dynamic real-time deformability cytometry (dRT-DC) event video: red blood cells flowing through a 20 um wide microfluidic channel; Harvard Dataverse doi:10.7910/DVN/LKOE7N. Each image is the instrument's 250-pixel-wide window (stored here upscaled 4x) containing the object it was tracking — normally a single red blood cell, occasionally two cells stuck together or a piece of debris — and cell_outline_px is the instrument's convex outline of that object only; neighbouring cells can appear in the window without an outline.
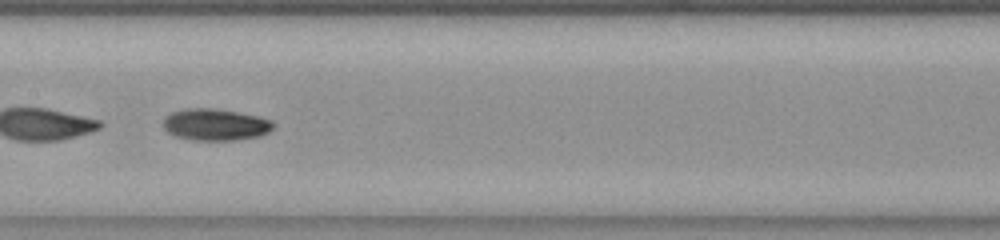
{"species": "common noctule bat (a hibernating species)", "species_latin": "Nyctalus noctula", "temperature_condition": "room temperature", "stored_images_in_passage": 51, "camera_frame_rate_fps": 3000, "um_per_image_px": 0.085, "animal": {"sex": "female", "body_mass_g": 23.0, "forearm_length_mm": 53.4}, "frame": {"image": 1, "passage_image": 26, "time_ms": 8.333, "image_size_px": [1000, 240], "cell_outline_px": [[276, 124], [268, 132], [260, 136], [236, 140], [192, 140], [176, 136], [168, 132], [164, 128], [164, 120], [172, 112], [188, 108], [212, 108], [236, 112], [256, 116], [272, 120]], "centroid_in_image_um": [18.33, 10.6], "position_along_channel_um": 189.1, "area_um2": 20.17}, "authors_computed_cell_mechanics": {"area_um2": 19.9988, "velocity_mm_per_s": 3.8674, "shape_relaxation_time_tau1_ms": 3.7236, "shape_relaxation_time_tau2_ms": null, "deformation_change_tau1": 0.1411, "deformation_change_tau2": null}}